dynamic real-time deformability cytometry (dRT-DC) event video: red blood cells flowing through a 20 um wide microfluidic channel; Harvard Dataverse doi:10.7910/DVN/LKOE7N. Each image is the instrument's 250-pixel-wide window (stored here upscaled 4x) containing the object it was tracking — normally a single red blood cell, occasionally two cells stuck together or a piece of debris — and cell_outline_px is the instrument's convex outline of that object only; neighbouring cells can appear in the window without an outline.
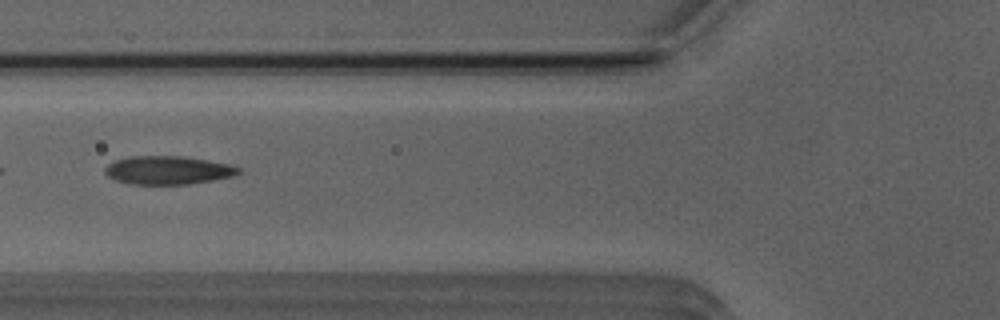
{"species": "Egyptian fruit bat (a non-hibernating species)", "species_latin": "Rousettus aegyptiacus", "temperature_condition": "room temperature", "stored_images_in_passage": 27, "camera_frame_rate_fps": 3000, "um_per_image_px": 0.085, "animal": {"sex": "male"}, "frame": {"image": 1, "passage_image": 5, "time_ms": 1.333, "image_size_px": [1000, 320], "cell_outline_px": [[240, 172], [232, 176], [212, 180], [188, 184], [132, 184], [116, 180], [108, 176], [104, 172], [104, 168], [108, 164], [116, 160], [132, 156], [180, 156], [228, 164], [240, 168]], "centroid_in_image_um": [14.23, 14.47], "position_along_channel_um": 111.6, "area_um2": 21.73}, "authors_computed_cell_mechanics": {"area_um2": 21.9062, "velocity_mm_per_s": 3.9861, "shape_relaxation_time_tau1_ms": 5.98, "shape_relaxation_time_tau2_ms": 1.6596, "deformation_change_tau1": 0.1892, "deformation_change_tau2": 0.1094}}